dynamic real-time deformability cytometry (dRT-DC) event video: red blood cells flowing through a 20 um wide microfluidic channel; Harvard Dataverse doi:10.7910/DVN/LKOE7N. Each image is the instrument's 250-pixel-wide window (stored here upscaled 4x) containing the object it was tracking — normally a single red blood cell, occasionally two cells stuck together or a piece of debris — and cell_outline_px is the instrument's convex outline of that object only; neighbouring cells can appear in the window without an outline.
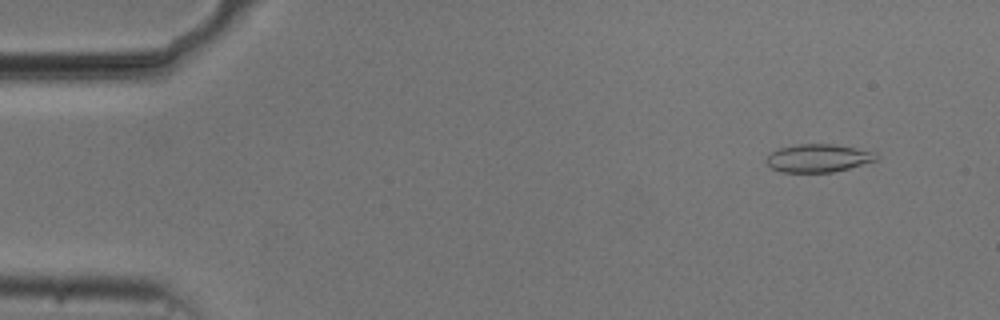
{"species": "common noctule bat (a hibernating species)", "species_latin": "Nyctalus noctula", "temperature_condition": "cold", "stored_images_in_passage": 42, "camera_frame_rate_fps": 3000, "um_per_image_px": 0.085, "animal": {"sex": "male", "body_mass_g": 20.5, "forearm_length_mm": 52.5}, "frame": {"image": 1, "passage_image": 5, "time_ms": 1.333, "image_size_px": [1000, 320], "cell_outline_px": [[880, 156], [876, 160], [848, 168], [832, 172], [780, 172], [772, 168], [764, 160], [772, 152], [780, 148], [800, 144], [832, 144], [876, 152]], "centroid_in_image_um": [69.55, 13.44], "position_along_channel_um": 15.5, "area_um2": 17.74}}
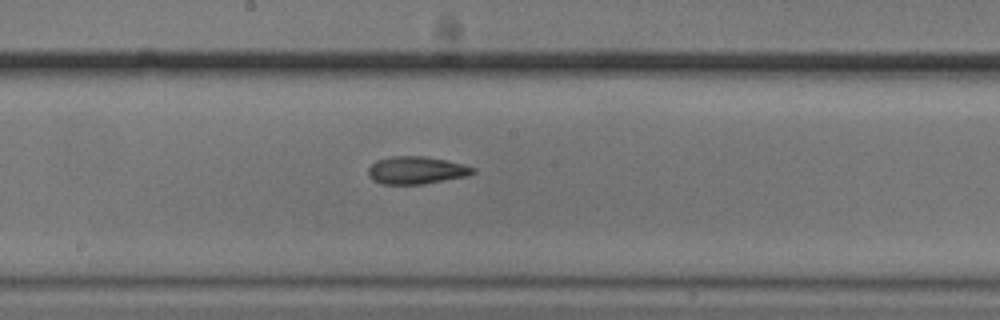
{"frame": {"image": 2, "passage_image": 29, "time_ms": 9.333, "image_size_px": [1000, 320], "cell_outline_px": [[476, 172], [468, 176], [424, 184], [380, 184], [372, 180], [368, 176], [368, 168], [376, 160], [392, 156], [424, 156], [444, 160], [476, 168]], "centroid_in_image_um": [35.36, 14.48], "position_along_channel_um": 212.8, "area_um2": 16.88}}
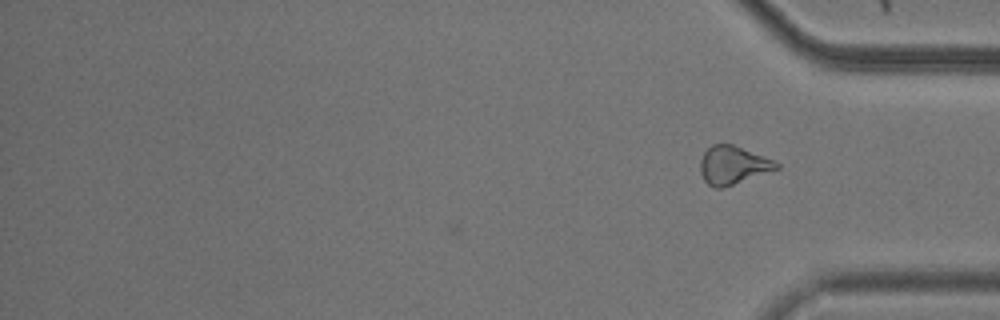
{"frame": {"image": 3, "passage_image": 42, "time_ms": 13.667, "image_size_px": [1000, 320], "cell_outline_px": [[780, 168], [720, 188], [716, 188], [708, 184], [704, 180], [700, 172], [700, 160], [704, 152], [712, 144], [732, 144], [772, 160], [780, 164]], "centroid_in_image_um": [62.26, 14.03], "position_along_channel_um": 372.9, "area_um2": 16.53}, "authors_computed_cell_mechanics": {"area_um2": 16.9932, "velocity_mm_per_s": 3.7521, "shape_relaxation_time_tau1_ms": null, "shape_relaxation_time_tau2_ms": 2.7144, "deformation_change_tau1": null, "deformation_change_tau2": 0.0868}}